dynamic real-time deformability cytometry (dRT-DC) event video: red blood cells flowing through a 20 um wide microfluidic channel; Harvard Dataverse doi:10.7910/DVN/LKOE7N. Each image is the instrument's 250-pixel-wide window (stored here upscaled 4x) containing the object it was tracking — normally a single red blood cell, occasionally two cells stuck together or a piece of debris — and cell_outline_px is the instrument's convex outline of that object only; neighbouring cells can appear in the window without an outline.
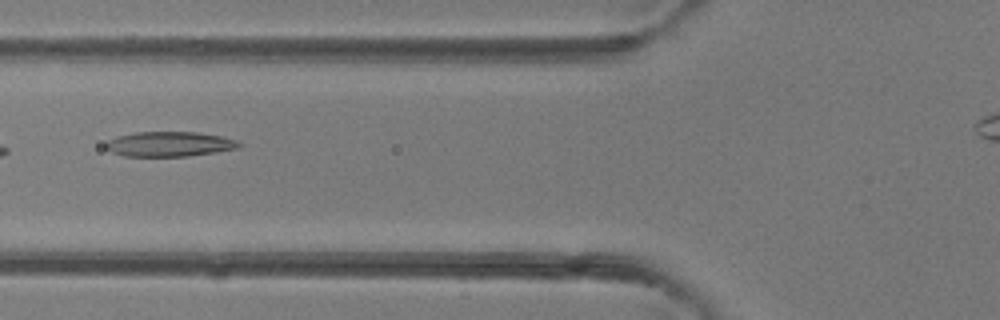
{"species": "common noctule bat (a hibernating species)", "species_latin": "Nyctalus noctula", "temperature_condition": "room temperature", "stored_images_in_passage": 4, "segment_of_instrument_passage": [1, 2], "camera_frame_rate_fps": 3000, "um_per_image_px": 0.085, "animal": {"sex": "female"}, "frame": {"image": 1, "passage_image": 2, "time_ms": 1.333, "image_size_px": [1000, 320], "cell_outline_px": [[244, 144], [240, 148], [216, 152], [188, 156], [124, 156], [112, 152], [104, 148], [104, 144], [108, 140], [116, 136], [136, 132], [196, 132], [220, 136], [236, 140]], "centroid_in_image_um": [14.39, 12.25], "position_along_channel_um": 111.4, "area_um2": 19.48}}
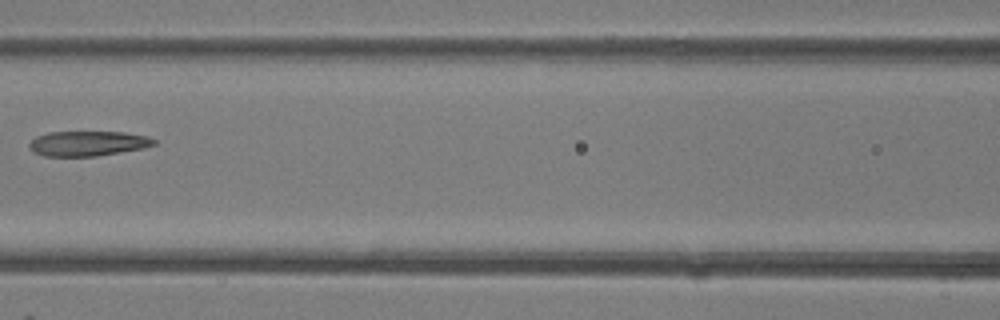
{"frame": {"image": 2, "passage_image": 3, "time_ms": 2.333, "image_size_px": [1000, 320], "cell_outline_px": [[156, 144], [140, 148], [96, 156], [44, 156], [32, 152], [28, 144], [36, 136], [48, 132], [124, 132], [148, 136], [156, 140]], "centroid_in_image_um": [7.42, 12.19], "position_along_channel_um": 159.2, "area_um2": 18.03}}